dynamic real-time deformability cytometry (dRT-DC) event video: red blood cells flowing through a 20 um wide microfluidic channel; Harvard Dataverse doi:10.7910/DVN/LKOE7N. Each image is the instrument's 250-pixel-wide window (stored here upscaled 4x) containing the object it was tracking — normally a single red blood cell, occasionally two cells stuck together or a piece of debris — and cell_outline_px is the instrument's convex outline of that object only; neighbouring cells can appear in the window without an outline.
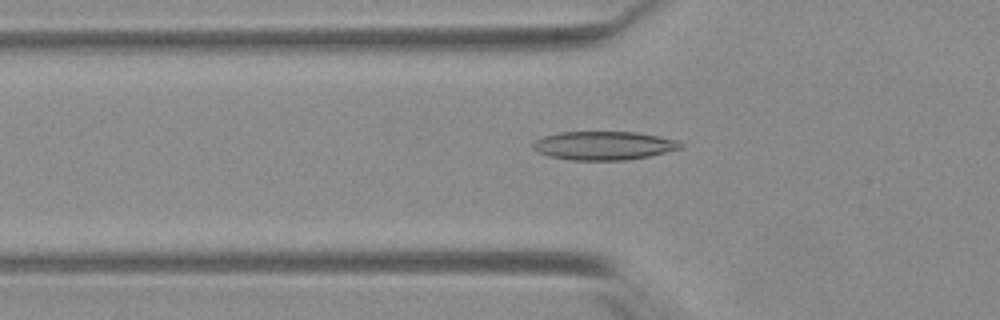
{"species": "Egyptian fruit bat (a non-hibernating species)", "species_latin": "Rousettus aegyptiacus", "temperature_condition": "warm", "stored_images_in_passage": 41, "camera_frame_rate_fps": 3000, "um_per_image_px": 0.085, "animal": {"sex": "female"}, "frame": {"image": 1, "passage_image": 7, "time_ms": 2.0, "image_size_px": [1000, 320], "cell_outline_px": [[684, 148], [648, 156], [624, 160], [572, 160], [552, 156], [536, 152], [532, 148], [532, 144], [536, 140], [544, 136], [560, 132], [636, 132], [676, 140], [684, 144]], "centroid_in_image_um": [51.32, 12.37], "position_along_channel_um": 74.5, "area_um2": 24.45}}
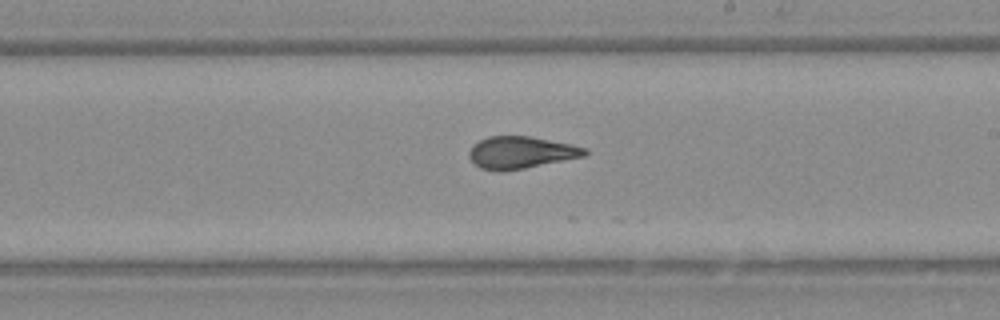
{"frame": {"image": 2, "passage_image": 20, "time_ms": 6.333, "image_size_px": [1000, 320], "cell_outline_px": [[588, 152], [584, 156], [524, 168], [480, 168], [468, 156], [468, 152], [472, 144], [488, 136], [532, 136], [572, 144], [588, 148]], "centroid_in_image_um": [44.31, 12.91], "position_along_channel_um": 244.7, "area_um2": 21.1}}
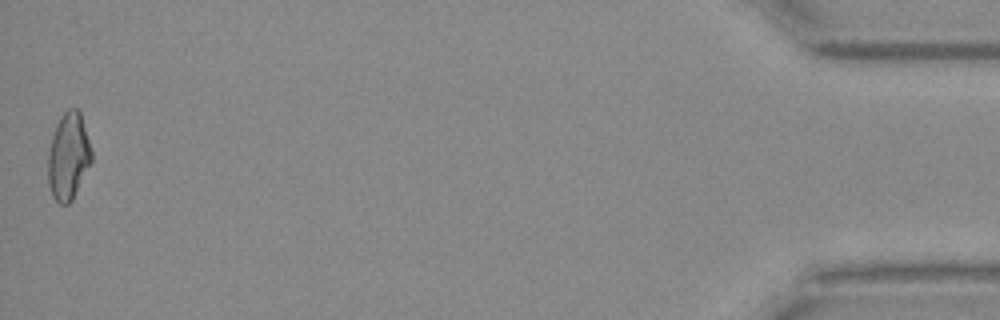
{"frame": {"image": 3, "passage_image": 41, "time_ms": 13.333, "image_size_px": [1000, 320], "cell_outline_px": [[92, 164], [72, 200], [68, 204], [60, 204], [52, 196], [48, 184], [48, 152], [52, 136], [56, 124], [60, 116], [68, 108], [76, 108], [80, 112], [92, 152]], "centroid_in_image_um": [5.82, 13.3], "position_along_channel_um": 429.4, "area_um2": 22.25}, "authors_computed_cell_mechanics": {"area_um2": 21.964, "velocity_mm_per_s": 3.9181, "shape_relaxation_time_tau1_ms": null, "shape_relaxation_time_tau2_ms": 1.0968, "deformation_change_tau1": null, "deformation_change_tau2": 0.074}}